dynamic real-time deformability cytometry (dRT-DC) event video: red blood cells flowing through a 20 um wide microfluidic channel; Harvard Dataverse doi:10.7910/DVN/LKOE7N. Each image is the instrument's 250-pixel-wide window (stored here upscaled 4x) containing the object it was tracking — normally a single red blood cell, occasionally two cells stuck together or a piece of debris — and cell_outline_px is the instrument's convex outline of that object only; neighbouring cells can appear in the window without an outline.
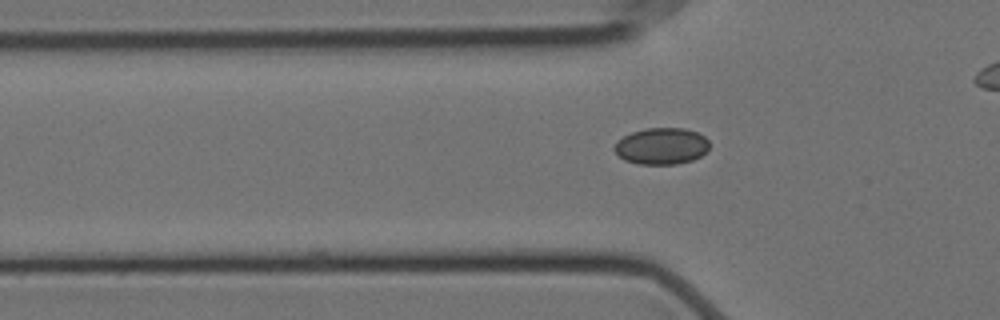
{"species": "Egyptian fruit bat (a non-hibernating species)", "species_latin": "Rousettus aegyptiacus", "temperature_condition": "cold", "stored_images_in_passage": 35, "camera_frame_rate_fps": 3000, "um_per_image_px": 0.085, "animal": {"sex": "female"}, "frame": {"image": 1, "passage_image": 7, "time_ms": 2.0, "image_size_px": [1000, 320], "cell_outline_px": [[708, 148], [700, 156], [692, 160], [676, 164], [636, 164], [624, 160], [612, 148], [624, 136], [632, 132], [644, 128], [684, 128], [696, 132], [704, 136], [708, 140]], "centroid_in_image_um": [56.22, 12.42], "position_along_channel_um": 69.6, "area_um2": 20.11}}
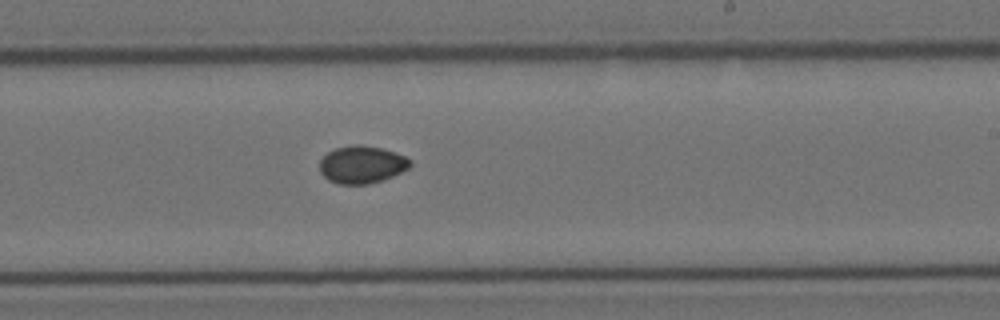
{"frame": {"image": 2, "passage_image": 23, "time_ms": 7.333, "image_size_px": [1000, 320], "cell_outline_px": [[412, 164], [408, 168], [384, 180], [368, 184], [340, 184], [328, 180], [320, 172], [320, 160], [328, 152], [336, 148], [356, 144], [360, 144], [380, 148], [404, 156], [412, 160]], "centroid_in_image_um": [30.75, 14.0], "position_along_channel_um": 258.3, "area_um2": 19.65}}
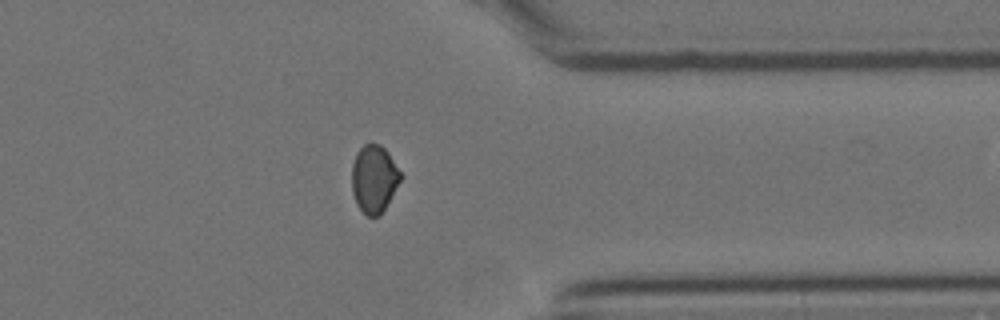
{"frame": {"image": 3, "passage_image": 34, "time_ms": 11.0, "image_size_px": [1000, 320], "cell_outline_px": [[400, 180], [380, 216], [368, 216], [356, 204], [352, 192], [352, 164], [356, 152], [364, 144], [380, 144], [388, 152], [400, 172]], "centroid_in_image_um": [31.76, 15.19], "position_along_channel_um": 379.6, "area_um2": 18.9}}